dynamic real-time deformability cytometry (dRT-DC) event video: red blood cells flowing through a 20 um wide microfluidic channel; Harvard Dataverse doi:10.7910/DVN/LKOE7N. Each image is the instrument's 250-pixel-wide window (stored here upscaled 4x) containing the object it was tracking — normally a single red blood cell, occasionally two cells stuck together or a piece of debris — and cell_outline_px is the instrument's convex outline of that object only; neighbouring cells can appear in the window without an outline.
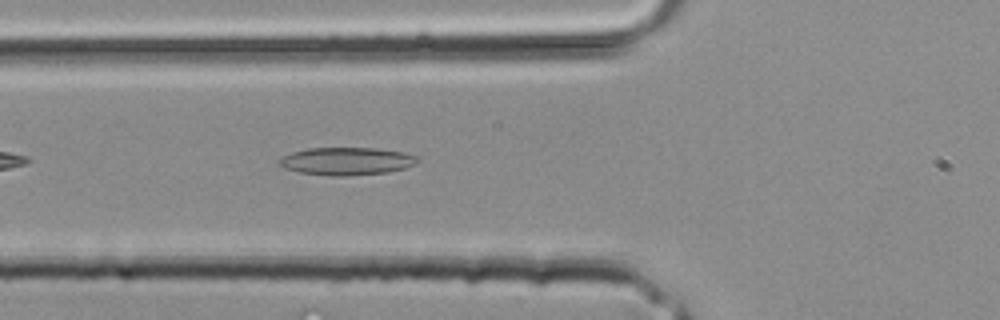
{"species": "common noctule bat (a hibernating species)", "species_latin": "Nyctalus noctula", "temperature_condition": "room temperature", "stored_images_in_passage": 20, "camera_frame_rate_fps": 3000, "um_per_image_px": 0.085, "animal": {"sex": "male", "body_mass_g": 20.4}, "frame": {"image": 1, "passage_image": 12, "time_ms": 3.667, "image_size_px": [1000, 320], "cell_outline_px": [[420, 160], [416, 164], [404, 168], [388, 172], [348, 176], [328, 176], [300, 172], [284, 168], [280, 164], [280, 160], [284, 156], [292, 152], [308, 148], [376, 148], [404, 152], [416, 156]], "centroid_in_image_um": [29.5, 13.7], "position_along_channel_um": 96.3, "area_um2": 22.31}}
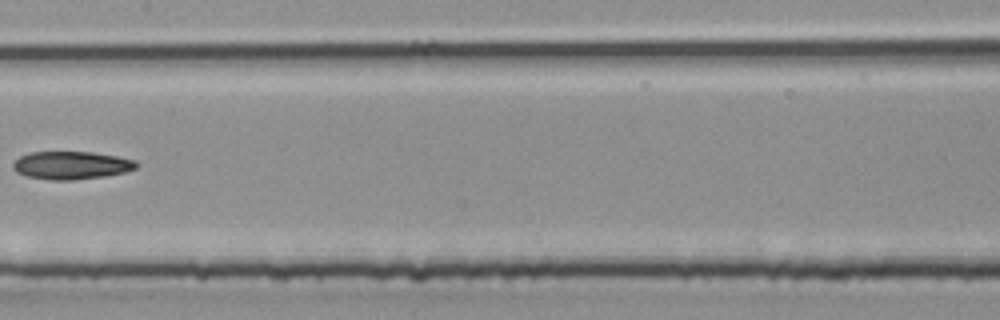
{"frame": {"image": 2, "passage_image": 17, "time_ms": 5.333, "image_size_px": [1000, 320], "cell_outline_px": [[136, 168], [124, 172], [104, 176], [72, 180], [52, 180], [28, 176], [16, 172], [12, 168], [12, 164], [20, 156], [32, 152], [92, 152], [116, 156], [136, 160]], "centroid_in_image_um": [6.04, 14.05], "position_along_channel_um": 201.4, "area_um2": 19.88}}
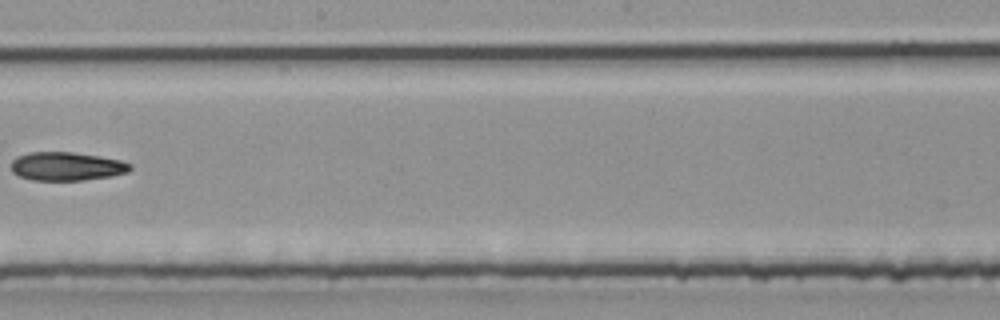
{"frame": {"image": 3, "passage_image": 19, "time_ms": 6.0, "image_size_px": [1000, 320], "cell_outline_px": [[132, 168], [128, 172], [112, 176], [84, 180], [32, 180], [20, 176], [12, 172], [12, 160], [16, 156], [28, 152], [72, 152], [100, 156], [120, 160], [132, 164]], "centroid_in_image_um": [5.67, 14.13], "position_along_channel_um": 242.5, "area_um2": 19.88}}